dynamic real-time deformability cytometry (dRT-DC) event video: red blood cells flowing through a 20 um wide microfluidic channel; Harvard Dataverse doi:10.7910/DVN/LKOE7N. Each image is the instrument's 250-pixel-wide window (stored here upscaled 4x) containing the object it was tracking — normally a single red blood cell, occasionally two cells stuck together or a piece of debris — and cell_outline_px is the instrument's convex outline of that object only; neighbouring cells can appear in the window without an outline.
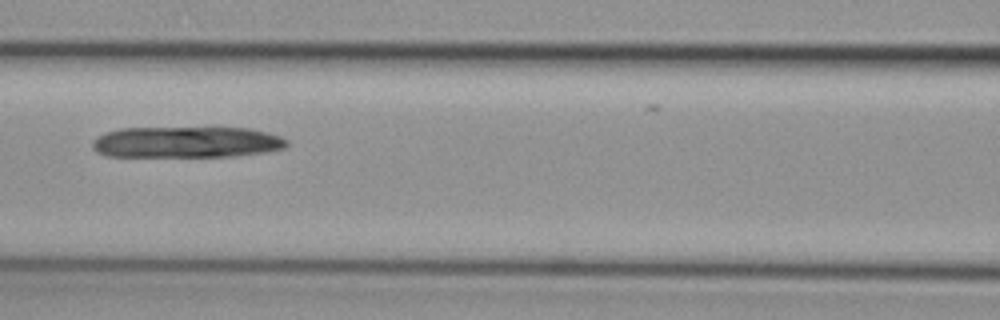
{"species": "common noctule bat (a hibernating species)", "species_latin": "Nyctalus noctula", "temperature_condition": "cold", "stored_images_in_passage": 7, "camera_frame_rate_fps": 3000, "um_per_image_px": 0.085, "animal": {"sex": "female", "body_mass_g": 29.2, "forearm_length_mm": 56.3}, "frame": {"image": 1, "passage_image": 7, "time_ms": 2.0, "image_size_px": [1000, 320], "cell_outline_px": [[288, 144], [284, 148], [264, 152], [236, 156], [108, 156], [96, 152], [92, 148], [92, 140], [96, 136], [104, 132], [120, 128], [252, 128], [268, 132], [280, 136], [288, 140]], "centroid_in_image_um": [15.83, 12.07], "position_along_channel_um": 150.8, "area_um2": 35.55}}